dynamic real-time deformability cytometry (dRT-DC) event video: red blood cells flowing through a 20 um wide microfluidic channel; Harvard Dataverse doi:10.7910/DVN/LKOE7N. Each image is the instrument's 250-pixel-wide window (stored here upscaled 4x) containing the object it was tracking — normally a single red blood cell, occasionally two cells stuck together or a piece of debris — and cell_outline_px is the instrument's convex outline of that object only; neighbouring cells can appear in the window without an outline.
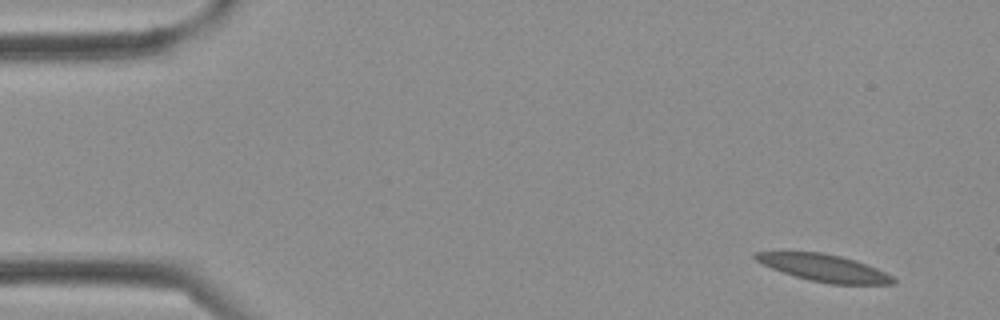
{"species": "Egyptian fruit bat (a non-hibernating species)", "species_latin": "Rousettus aegyptiacus", "temperature_condition": "cold", "stored_images_in_passage": 3, "camera_frame_rate_fps": 3000, "um_per_image_px": 0.085, "frame": {"image": 1, "passage_image": 1, "time_ms": 0.0, "image_size_px": [1000, 320], "cell_outline_px": [[896, 284], [828, 284], [808, 280], [772, 268], [756, 260], [752, 256], [752, 252], [820, 252], [840, 256], [856, 260], [876, 268], [892, 276], [896, 280]], "centroid_in_image_um": [70.06, 22.78], "position_along_channel_um": 14.9, "area_um2": 21.56}}
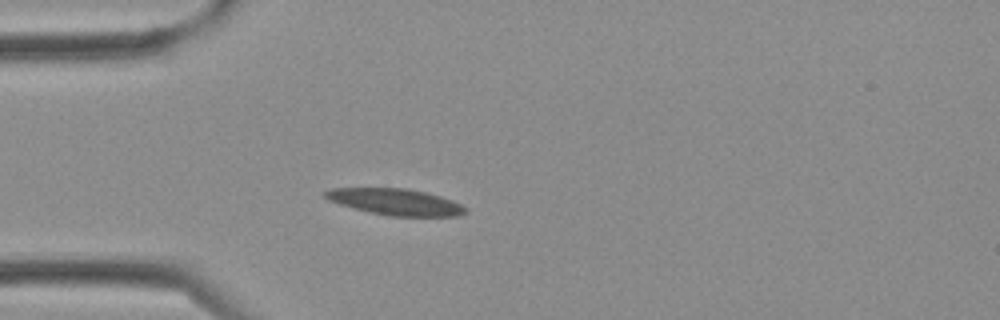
{"frame": {"image": 2, "passage_image": 3, "time_ms": 0.667, "image_size_px": [1000, 320], "cell_outline_px": [[468, 212], [460, 216], [388, 216], [352, 208], [328, 200], [320, 192], [332, 188], [408, 188], [440, 196], [452, 200], [468, 208]], "centroid_in_image_um": [33.61, 17.16], "position_along_channel_um": 51.4, "area_um2": 21.73}}